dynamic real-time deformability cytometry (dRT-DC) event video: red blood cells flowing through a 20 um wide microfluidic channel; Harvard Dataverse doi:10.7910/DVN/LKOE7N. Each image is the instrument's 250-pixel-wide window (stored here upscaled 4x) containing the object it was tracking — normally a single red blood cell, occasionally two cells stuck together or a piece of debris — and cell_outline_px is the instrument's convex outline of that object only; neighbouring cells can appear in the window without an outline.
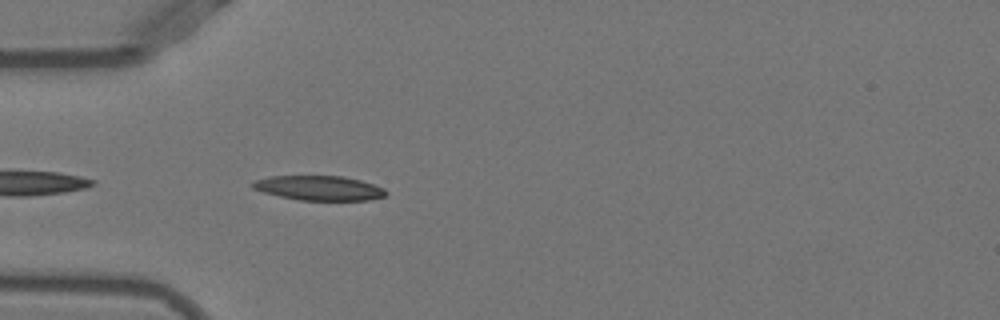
{"species": "Egyptian fruit bat (a non-hibernating species)", "species_latin": "Rousettus aegyptiacus", "temperature_condition": "warm", "stored_images_in_passage": 24, "camera_frame_rate_fps": 3000, "um_per_image_px": 0.085, "animal": {"sex": "female"}, "frame": {"image": 1, "passage_image": 2, "time_ms": 0.333, "image_size_px": [1000, 320], "cell_outline_px": [[388, 192], [384, 196], [368, 200], [300, 200], [280, 196], [264, 192], [252, 188], [252, 184], [256, 180], [268, 176], [340, 176], [360, 180], [384, 188]], "centroid_in_image_um": [27.12, 15.98], "position_along_channel_um": 57.9, "area_um2": 18.9}}
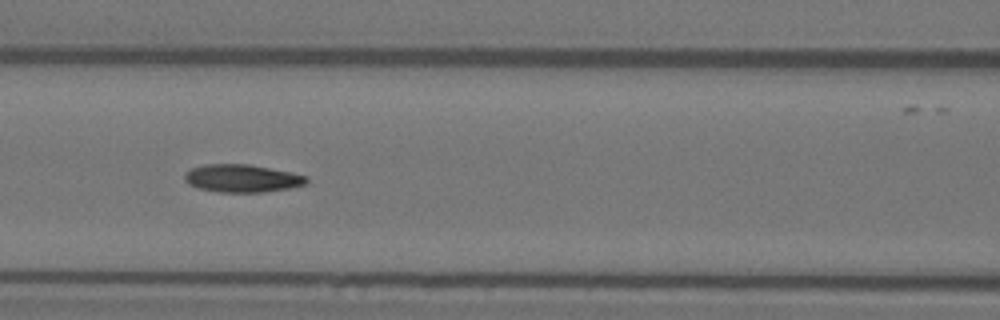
{"frame": {"image": 2, "passage_image": 9, "time_ms": 2.667, "image_size_px": [1000, 320], "cell_outline_px": [[308, 184], [288, 188], [264, 192], [216, 192], [200, 188], [188, 184], [184, 180], [184, 176], [192, 168], [204, 164], [248, 164], [292, 172], [308, 176]], "centroid_in_image_um": [20.61, 15.16], "position_along_channel_um": 146.0, "area_um2": 19.77}}
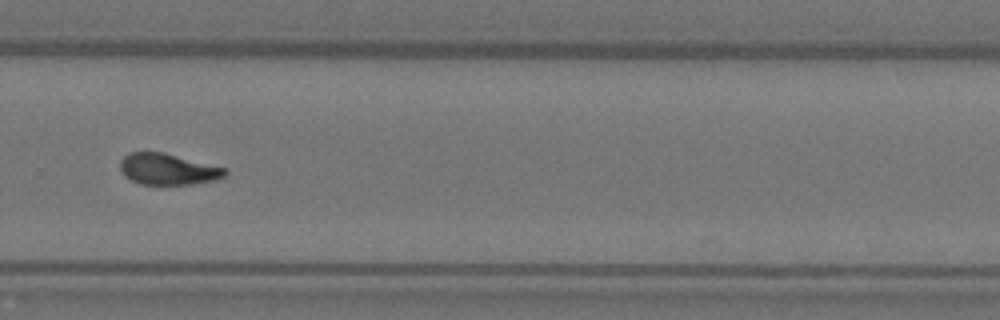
{"frame": {"image": 3, "passage_image": 22, "time_ms": 7.0, "image_size_px": [1000, 320], "cell_outline_px": [[228, 172], [224, 176], [216, 180], [192, 184], [140, 184], [124, 176], [120, 168], [120, 160], [128, 152], [160, 152], [224, 168]], "centroid_in_image_um": [14.22, 14.39], "position_along_channel_um": 315.6, "area_um2": 18.73}}